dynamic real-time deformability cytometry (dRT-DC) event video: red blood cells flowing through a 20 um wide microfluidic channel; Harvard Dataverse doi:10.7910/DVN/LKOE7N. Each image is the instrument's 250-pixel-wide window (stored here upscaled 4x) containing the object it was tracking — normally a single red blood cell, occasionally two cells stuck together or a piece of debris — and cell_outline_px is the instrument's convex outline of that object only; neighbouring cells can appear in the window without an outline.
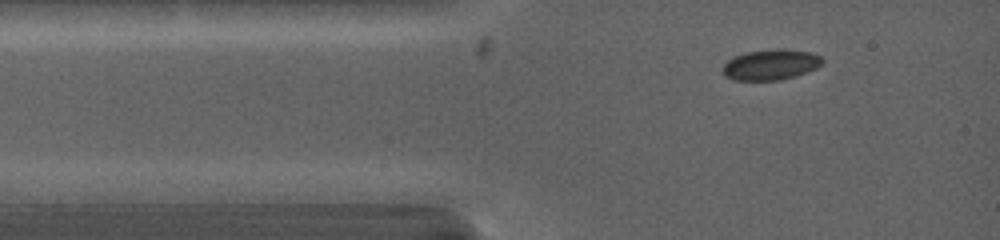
{"species": "common noctule bat (a hibernating species)", "species_latin": "Nyctalus noctula", "temperature_condition": "warm", "stored_images_in_passage": 9, "camera_frame_rate_fps": 5000, "um_per_image_px": 0.085, "animal": {"sex": "female", "body_mass_g": 19.0, "forearm_length_mm": 53.3}, "frame": {"image": 1, "passage_image": 1, "time_ms": 0.0, "image_size_px": [1000, 240], "cell_outline_px": [[824, 60], [816, 68], [796, 76], [780, 80], [732, 80], [724, 76], [724, 64], [732, 56], [748, 52], [776, 48], [808, 52], [820, 56]], "centroid_in_image_um": [65.49, 5.5], "position_along_channel_um": 19.5, "area_um2": 17.63}}
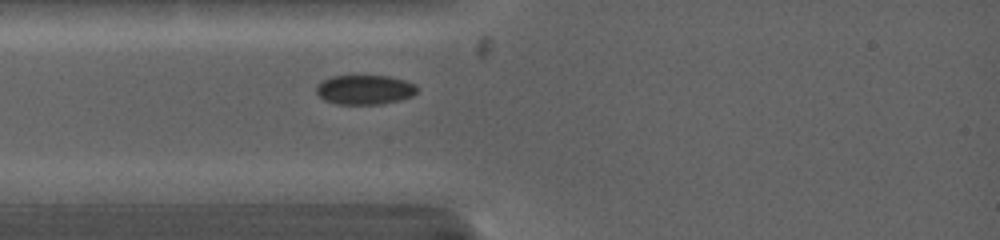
{"frame": {"image": 2, "passage_image": 3, "time_ms": 1.4, "image_size_px": [1000, 240], "cell_outline_px": [[416, 92], [412, 96], [400, 100], [380, 104], [336, 104], [324, 100], [316, 92], [316, 84], [332, 76], [388, 76], [404, 80], [416, 84]], "centroid_in_image_um": [30.99, 7.63], "position_along_channel_um": 54.0, "area_um2": 17.28}}
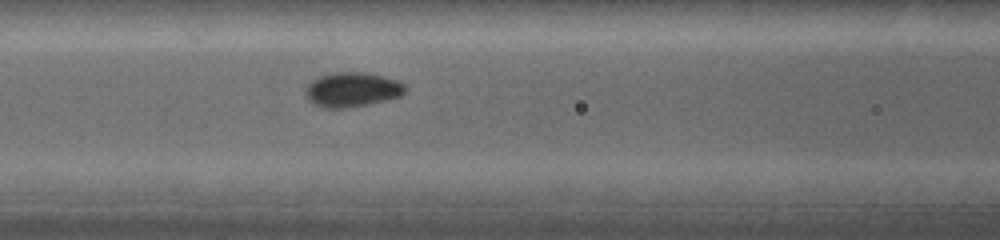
{"frame": {"image": 3, "passage_image": 6, "time_ms": 3.4, "image_size_px": [1000, 240], "cell_outline_px": [[404, 92], [400, 96], [368, 104], [344, 108], [324, 108], [312, 104], [308, 100], [304, 92], [308, 84], [312, 80], [320, 76], [332, 72], [360, 72], [384, 76], [396, 80], [404, 84]], "centroid_in_image_um": [29.87, 7.62], "position_along_channel_um": 136.7, "area_um2": 20.0}}